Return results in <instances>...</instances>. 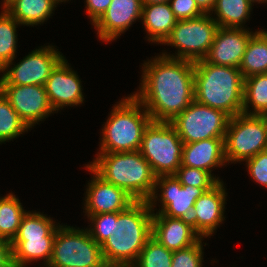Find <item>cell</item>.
Here are the masks:
<instances>
[{
  "mask_svg": "<svg viewBox=\"0 0 267 267\" xmlns=\"http://www.w3.org/2000/svg\"><path fill=\"white\" fill-rule=\"evenodd\" d=\"M132 95L154 122H171L194 101V62L157 55L142 64Z\"/></svg>",
  "mask_w": 267,
  "mask_h": 267,
  "instance_id": "6da1fadb",
  "label": "cell"
},
{
  "mask_svg": "<svg viewBox=\"0 0 267 267\" xmlns=\"http://www.w3.org/2000/svg\"><path fill=\"white\" fill-rule=\"evenodd\" d=\"M153 212L148 201H135L126 210L117 212L113 235L101 244L108 267H131L152 235Z\"/></svg>",
  "mask_w": 267,
  "mask_h": 267,
  "instance_id": "7a4b0ae2",
  "label": "cell"
},
{
  "mask_svg": "<svg viewBox=\"0 0 267 267\" xmlns=\"http://www.w3.org/2000/svg\"><path fill=\"white\" fill-rule=\"evenodd\" d=\"M194 100L224 111L230 117L242 113L244 78L237 67L194 62Z\"/></svg>",
  "mask_w": 267,
  "mask_h": 267,
  "instance_id": "3957f363",
  "label": "cell"
},
{
  "mask_svg": "<svg viewBox=\"0 0 267 267\" xmlns=\"http://www.w3.org/2000/svg\"><path fill=\"white\" fill-rule=\"evenodd\" d=\"M104 181L124 189L136 201H148L157 176L140 151L97 153L87 164Z\"/></svg>",
  "mask_w": 267,
  "mask_h": 267,
  "instance_id": "277c9868",
  "label": "cell"
},
{
  "mask_svg": "<svg viewBox=\"0 0 267 267\" xmlns=\"http://www.w3.org/2000/svg\"><path fill=\"white\" fill-rule=\"evenodd\" d=\"M114 104L103 124L99 152L118 153L139 151L142 137L152 118L145 107L132 95Z\"/></svg>",
  "mask_w": 267,
  "mask_h": 267,
  "instance_id": "5b68a950",
  "label": "cell"
},
{
  "mask_svg": "<svg viewBox=\"0 0 267 267\" xmlns=\"http://www.w3.org/2000/svg\"><path fill=\"white\" fill-rule=\"evenodd\" d=\"M46 267H108L101 245L86 228L61 225L56 232L53 251Z\"/></svg>",
  "mask_w": 267,
  "mask_h": 267,
  "instance_id": "8992f818",
  "label": "cell"
},
{
  "mask_svg": "<svg viewBox=\"0 0 267 267\" xmlns=\"http://www.w3.org/2000/svg\"><path fill=\"white\" fill-rule=\"evenodd\" d=\"M183 145L170 122L152 121L144 131L139 151L157 177L169 176L181 166Z\"/></svg>",
  "mask_w": 267,
  "mask_h": 267,
  "instance_id": "52a82bcc",
  "label": "cell"
},
{
  "mask_svg": "<svg viewBox=\"0 0 267 267\" xmlns=\"http://www.w3.org/2000/svg\"><path fill=\"white\" fill-rule=\"evenodd\" d=\"M219 26L210 14L200 17L177 20L169 36L161 45L175 47L177 53L161 52L165 57L196 62L204 59ZM168 53V54H167Z\"/></svg>",
  "mask_w": 267,
  "mask_h": 267,
  "instance_id": "ba28073f",
  "label": "cell"
},
{
  "mask_svg": "<svg viewBox=\"0 0 267 267\" xmlns=\"http://www.w3.org/2000/svg\"><path fill=\"white\" fill-rule=\"evenodd\" d=\"M267 150V123L262 115L230 117L224 137L226 162L241 163Z\"/></svg>",
  "mask_w": 267,
  "mask_h": 267,
  "instance_id": "9c48e42d",
  "label": "cell"
},
{
  "mask_svg": "<svg viewBox=\"0 0 267 267\" xmlns=\"http://www.w3.org/2000/svg\"><path fill=\"white\" fill-rule=\"evenodd\" d=\"M230 116L224 111L193 101L170 123L184 144L224 138Z\"/></svg>",
  "mask_w": 267,
  "mask_h": 267,
  "instance_id": "30bf717a",
  "label": "cell"
},
{
  "mask_svg": "<svg viewBox=\"0 0 267 267\" xmlns=\"http://www.w3.org/2000/svg\"><path fill=\"white\" fill-rule=\"evenodd\" d=\"M55 47L49 44L43 45L38 47L39 49H33L17 64L13 60L7 63L0 70V73H3L0 85L44 86L52 70L64 58Z\"/></svg>",
  "mask_w": 267,
  "mask_h": 267,
  "instance_id": "8fae6325",
  "label": "cell"
},
{
  "mask_svg": "<svg viewBox=\"0 0 267 267\" xmlns=\"http://www.w3.org/2000/svg\"><path fill=\"white\" fill-rule=\"evenodd\" d=\"M212 188L182 185L175 175L159 176L156 179L154 192L148 202L153 213L156 210V213H161L171 218L190 220L196 200L205 191ZM157 201L161 204L158 211L156 208Z\"/></svg>",
  "mask_w": 267,
  "mask_h": 267,
  "instance_id": "7c38bea8",
  "label": "cell"
},
{
  "mask_svg": "<svg viewBox=\"0 0 267 267\" xmlns=\"http://www.w3.org/2000/svg\"><path fill=\"white\" fill-rule=\"evenodd\" d=\"M0 91L30 129L55 113L49 103L45 86L0 85Z\"/></svg>",
  "mask_w": 267,
  "mask_h": 267,
  "instance_id": "4fadbf2b",
  "label": "cell"
},
{
  "mask_svg": "<svg viewBox=\"0 0 267 267\" xmlns=\"http://www.w3.org/2000/svg\"><path fill=\"white\" fill-rule=\"evenodd\" d=\"M85 168L93 175L84 193L85 215L122 212L136 201L124 189L104 181L88 165Z\"/></svg>",
  "mask_w": 267,
  "mask_h": 267,
  "instance_id": "5bb4252c",
  "label": "cell"
},
{
  "mask_svg": "<svg viewBox=\"0 0 267 267\" xmlns=\"http://www.w3.org/2000/svg\"><path fill=\"white\" fill-rule=\"evenodd\" d=\"M77 74L64 57L49 75L44 86L55 113L63 110L64 106L78 107L84 104L82 81Z\"/></svg>",
  "mask_w": 267,
  "mask_h": 267,
  "instance_id": "9a60e30c",
  "label": "cell"
},
{
  "mask_svg": "<svg viewBox=\"0 0 267 267\" xmlns=\"http://www.w3.org/2000/svg\"><path fill=\"white\" fill-rule=\"evenodd\" d=\"M226 190L224 182L220 181L212 189L205 191L194 203L190 221L201 238H210L216 233L217 227L223 224L228 196Z\"/></svg>",
  "mask_w": 267,
  "mask_h": 267,
  "instance_id": "2e32d148",
  "label": "cell"
},
{
  "mask_svg": "<svg viewBox=\"0 0 267 267\" xmlns=\"http://www.w3.org/2000/svg\"><path fill=\"white\" fill-rule=\"evenodd\" d=\"M250 28L219 27L206 62L239 68L250 38L257 32Z\"/></svg>",
  "mask_w": 267,
  "mask_h": 267,
  "instance_id": "e0dca14e",
  "label": "cell"
},
{
  "mask_svg": "<svg viewBox=\"0 0 267 267\" xmlns=\"http://www.w3.org/2000/svg\"><path fill=\"white\" fill-rule=\"evenodd\" d=\"M141 0H112L106 12L93 25L99 40L108 43L120 37L141 19Z\"/></svg>",
  "mask_w": 267,
  "mask_h": 267,
  "instance_id": "ac0fdd59",
  "label": "cell"
},
{
  "mask_svg": "<svg viewBox=\"0 0 267 267\" xmlns=\"http://www.w3.org/2000/svg\"><path fill=\"white\" fill-rule=\"evenodd\" d=\"M151 236L172 252L192 246L201 239L189 219L171 218L161 213H153Z\"/></svg>",
  "mask_w": 267,
  "mask_h": 267,
  "instance_id": "d6986e66",
  "label": "cell"
},
{
  "mask_svg": "<svg viewBox=\"0 0 267 267\" xmlns=\"http://www.w3.org/2000/svg\"><path fill=\"white\" fill-rule=\"evenodd\" d=\"M181 165L210 172L213 168L228 165L224 154V138H209L183 145Z\"/></svg>",
  "mask_w": 267,
  "mask_h": 267,
  "instance_id": "ffe728a7",
  "label": "cell"
},
{
  "mask_svg": "<svg viewBox=\"0 0 267 267\" xmlns=\"http://www.w3.org/2000/svg\"><path fill=\"white\" fill-rule=\"evenodd\" d=\"M141 19L147 40L156 44L165 41L177 22L168 2L142 5Z\"/></svg>",
  "mask_w": 267,
  "mask_h": 267,
  "instance_id": "44dd1931",
  "label": "cell"
},
{
  "mask_svg": "<svg viewBox=\"0 0 267 267\" xmlns=\"http://www.w3.org/2000/svg\"><path fill=\"white\" fill-rule=\"evenodd\" d=\"M55 0H10L3 8L22 26H38L54 14Z\"/></svg>",
  "mask_w": 267,
  "mask_h": 267,
  "instance_id": "7402d4cb",
  "label": "cell"
},
{
  "mask_svg": "<svg viewBox=\"0 0 267 267\" xmlns=\"http://www.w3.org/2000/svg\"><path fill=\"white\" fill-rule=\"evenodd\" d=\"M55 237H41L28 240H13L12 260L14 267H27L42 259V266L46 267L50 261ZM44 263V264H43Z\"/></svg>",
  "mask_w": 267,
  "mask_h": 267,
  "instance_id": "603a6c76",
  "label": "cell"
},
{
  "mask_svg": "<svg viewBox=\"0 0 267 267\" xmlns=\"http://www.w3.org/2000/svg\"><path fill=\"white\" fill-rule=\"evenodd\" d=\"M253 6L250 0H216L210 15L215 14L212 18L219 27L246 28Z\"/></svg>",
  "mask_w": 267,
  "mask_h": 267,
  "instance_id": "cb8c5ba5",
  "label": "cell"
},
{
  "mask_svg": "<svg viewBox=\"0 0 267 267\" xmlns=\"http://www.w3.org/2000/svg\"><path fill=\"white\" fill-rule=\"evenodd\" d=\"M243 78L267 73V31L258 29L250 38L239 66Z\"/></svg>",
  "mask_w": 267,
  "mask_h": 267,
  "instance_id": "d4e9b609",
  "label": "cell"
},
{
  "mask_svg": "<svg viewBox=\"0 0 267 267\" xmlns=\"http://www.w3.org/2000/svg\"><path fill=\"white\" fill-rule=\"evenodd\" d=\"M266 112L267 73L256 74L245 78L242 113L248 115H263Z\"/></svg>",
  "mask_w": 267,
  "mask_h": 267,
  "instance_id": "484cf974",
  "label": "cell"
},
{
  "mask_svg": "<svg viewBox=\"0 0 267 267\" xmlns=\"http://www.w3.org/2000/svg\"><path fill=\"white\" fill-rule=\"evenodd\" d=\"M26 213L27 210H24L14 193L0 197V238L12 242Z\"/></svg>",
  "mask_w": 267,
  "mask_h": 267,
  "instance_id": "4316f807",
  "label": "cell"
},
{
  "mask_svg": "<svg viewBox=\"0 0 267 267\" xmlns=\"http://www.w3.org/2000/svg\"><path fill=\"white\" fill-rule=\"evenodd\" d=\"M61 226L52 217L41 212L27 211L23 216L18 233L13 240H28L41 237H55Z\"/></svg>",
  "mask_w": 267,
  "mask_h": 267,
  "instance_id": "83f0119b",
  "label": "cell"
},
{
  "mask_svg": "<svg viewBox=\"0 0 267 267\" xmlns=\"http://www.w3.org/2000/svg\"><path fill=\"white\" fill-rule=\"evenodd\" d=\"M21 25L4 8L0 13V70L17 56V30Z\"/></svg>",
  "mask_w": 267,
  "mask_h": 267,
  "instance_id": "f1b7e54d",
  "label": "cell"
},
{
  "mask_svg": "<svg viewBox=\"0 0 267 267\" xmlns=\"http://www.w3.org/2000/svg\"><path fill=\"white\" fill-rule=\"evenodd\" d=\"M28 130L30 131V128L0 91V144L9 142Z\"/></svg>",
  "mask_w": 267,
  "mask_h": 267,
  "instance_id": "f546056e",
  "label": "cell"
},
{
  "mask_svg": "<svg viewBox=\"0 0 267 267\" xmlns=\"http://www.w3.org/2000/svg\"><path fill=\"white\" fill-rule=\"evenodd\" d=\"M172 257L173 252L151 236L131 267H171Z\"/></svg>",
  "mask_w": 267,
  "mask_h": 267,
  "instance_id": "4dcf8cb0",
  "label": "cell"
},
{
  "mask_svg": "<svg viewBox=\"0 0 267 267\" xmlns=\"http://www.w3.org/2000/svg\"><path fill=\"white\" fill-rule=\"evenodd\" d=\"M88 222H91L86 228L90 236L98 243L102 244L109 235H113L114 221L117 220V212L103 213L96 215H85Z\"/></svg>",
  "mask_w": 267,
  "mask_h": 267,
  "instance_id": "1f68e13d",
  "label": "cell"
},
{
  "mask_svg": "<svg viewBox=\"0 0 267 267\" xmlns=\"http://www.w3.org/2000/svg\"><path fill=\"white\" fill-rule=\"evenodd\" d=\"M175 176L182 185L193 187H214L219 183L210 172L183 165L178 168Z\"/></svg>",
  "mask_w": 267,
  "mask_h": 267,
  "instance_id": "d6a6232c",
  "label": "cell"
},
{
  "mask_svg": "<svg viewBox=\"0 0 267 267\" xmlns=\"http://www.w3.org/2000/svg\"><path fill=\"white\" fill-rule=\"evenodd\" d=\"M201 238L196 244L173 252L171 267H202L204 248Z\"/></svg>",
  "mask_w": 267,
  "mask_h": 267,
  "instance_id": "836d02e7",
  "label": "cell"
},
{
  "mask_svg": "<svg viewBox=\"0 0 267 267\" xmlns=\"http://www.w3.org/2000/svg\"><path fill=\"white\" fill-rule=\"evenodd\" d=\"M245 164L251 179L267 188V150L245 160Z\"/></svg>",
  "mask_w": 267,
  "mask_h": 267,
  "instance_id": "e575fe53",
  "label": "cell"
},
{
  "mask_svg": "<svg viewBox=\"0 0 267 267\" xmlns=\"http://www.w3.org/2000/svg\"><path fill=\"white\" fill-rule=\"evenodd\" d=\"M168 3L177 20L193 19L204 14L195 0H169Z\"/></svg>",
  "mask_w": 267,
  "mask_h": 267,
  "instance_id": "d590c367",
  "label": "cell"
},
{
  "mask_svg": "<svg viewBox=\"0 0 267 267\" xmlns=\"http://www.w3.org/2000/svg\"><path fill=\"white\" fill-rule=\"evenodd\" d=\"M112 0H85L86 13L92 26L106 12Z\"/></svg>",
  "mask_w": 267,
  "mask_h": 267,
  "instance_id": "8d00e7d4",
  "label": "cell"
},
{
  "mask_svg": "<svg viewBox=\"0 0 267 267\" xmlns=\"http://www.w3.org/2000/svg\"><path fill=\"white\" fill-rule=\"evenodd\" d=\"M0 267H14L11 242L0 238Z\"/></svg>",
  "mask_w": 267,
  "mask_h": 267,
  "instance_id": "74e56055",
  "label": "cell"
},
{
  "mask_svg": "<svg viewBox=\"0 0 267 267\" xmlns=\"http://www.w3.org/2000/svg\"><path fill=\"white\" fill-rule=\"evenodd\" d=\"M195 3L204 14H210L216 0H195Z\"/></svg>",
  "mask_w": 267,
  "mask_h": 267,
  "instance_id": "f35d334b",
  "label": "cell"
},
{
  "mask_svg": "<svg viewBox=\"0 0 267 267\" xmlns=\"http://www.w3.org/2000/svg\"><path fill=\"white\" fill-rule=\"evenodd\" d=\"M142 5H148V4H157V3H165L169 2V0H141Z\"/></svg>",
  "mask_w": 267,
  "mask_h": 267,
  "instance_id": "ab89813d",
  "label": "cell"
},
{
  "mask_svg": "<svg viewBox=\"0 0 267 267\" xmlns=\"http://www.w3.org/2000/svg\"><path fill=\"white\" fill-rule=\"evenodd\" d=\"M267 0H250V2L254 5V3H257V4H262V3H265Z\"/></svg>",
  "mask_w": 267,
  "mask_h": 267,
  "instance_id": "60d3db41",
  "label": "cell"
},
{
  "mask_svg": "<svg viewBox=\"0 0 267 267\" xmlns=\"http://www.w3.org/2000/svg\"><path fill=\"white\" fill-rule=\"evenodd\" d=\"M3 1L1 4V8H3L10 0H1Z\"/></svg>",
  "mask_w": 267,
  "mask_h": 267,
  "instance_id": "b9f144b4",
  "label": "cell"
},
{
  "mask_svg": "<svg viewBox=\"0 0 267 267\" xmlns=\"http://www.w3.org/2000/svg\"><path fill=\"white\" fill-rule=\"evenodd\" d=\"M55 1H57L59 3V5H60V3L62 4V2L65 3L66 1L68 2L69 0H55Z\"/></svg>",
  "mask_w": 267,
  "mask_h": 267,
  "instance_id": "7bdbcfd3",
  "label": "cell"
},
{
  "mask_svg": "<svg viewBox=\"0 0 267 267\" xmlns=\"http://www.w3.org/2000/svg\"><path fill=\"white\" fill-rule=\"evenodd\" d=\"M267 123V112L262 115Z\"/></svg>",
  "mask_w": 267,
  "mask_h": 267,
  "instance_id": "ee69618b",
  "label": "cell"
}]
</instances>
